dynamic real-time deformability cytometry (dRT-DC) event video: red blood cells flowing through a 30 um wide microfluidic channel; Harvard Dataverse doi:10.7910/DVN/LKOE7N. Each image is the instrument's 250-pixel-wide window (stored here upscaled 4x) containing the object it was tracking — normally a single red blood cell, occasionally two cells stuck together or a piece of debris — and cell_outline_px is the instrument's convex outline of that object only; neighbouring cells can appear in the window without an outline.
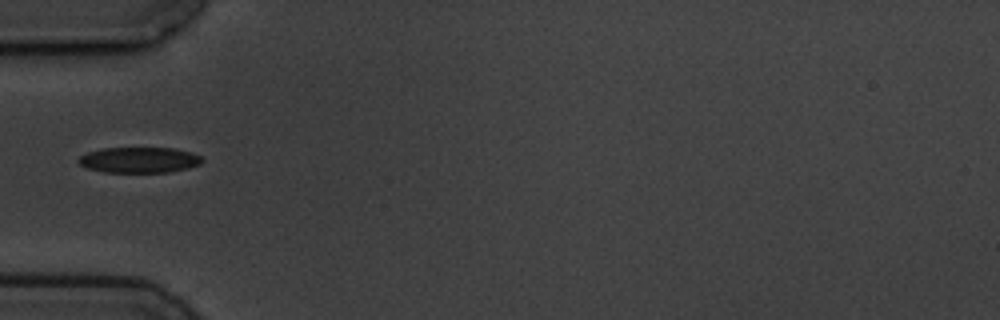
{"species": "common noctule bat (a hibernating species)", "species_latin": "Nyctalus noctula", "temperature_condition": "cold", "stored_images_in_passage": 7, "camera_frame_rate_fps": 3000, "um_per_image_px": 0.085, "animal": {"sex": "male", "body_mass_g": 19.5, "forearm_length_mm": 54.6}, "frame": {"image": 1, "passage_image": 5, "time_ms": 4.667, "image_size_px": [1000, 320], "cell_outline_px": [[204, 160], [200, 164], [188, 168], [168, 172], [104, 172], [88, 168], [80, 164], [76, 160], [80, 156], [88, 152], [104, 148], [172, 148], [204, 156]], "centroid_in_image_um": [11.85, 13.6], "position_along_channel_um": 73.2, "area_um2": 18.44}}
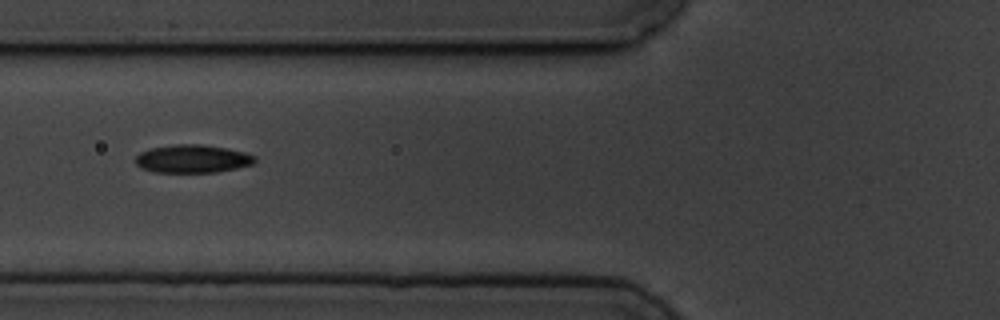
{"frame": {"image": 2, "passage_image": 6, "time_ms": 5.667, "image_size_px": [1000, 320], "cell_outline_px": [[256, 160], [252, 164], [236, 168], [216, 172], [152, 172], [140, 168], [136, 164], [136, 156], [140, 152], [152, 148], [176, 144], [200, 144], [228, 148], [244, 152], [256, 156]], "centroid_in_image_um": [16.35, 13.5], "position_along_channel_um": 109.4, "area_um2": 19.54}}
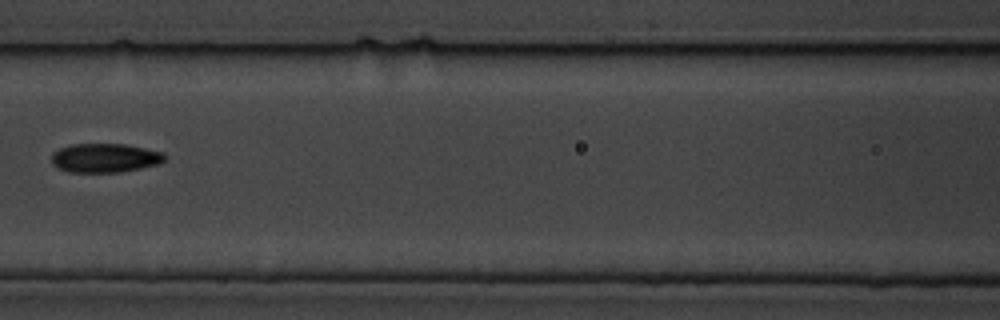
{"frame": {"image": 3, "passage_image": 7, "time_ms": 7.0, "image_size_px": [1000, 320], "cell_outline_px": [[168, 160], [160, 164], [120, 172], [68, 172], [52, 164], [52, 152], [60, 148], [72, 144], [124, 144], [164, 152]], "centroid_in_image_um": [8.96, 13.42], "position_along_channel_um": 157.6, "area_um2": 19.25}}